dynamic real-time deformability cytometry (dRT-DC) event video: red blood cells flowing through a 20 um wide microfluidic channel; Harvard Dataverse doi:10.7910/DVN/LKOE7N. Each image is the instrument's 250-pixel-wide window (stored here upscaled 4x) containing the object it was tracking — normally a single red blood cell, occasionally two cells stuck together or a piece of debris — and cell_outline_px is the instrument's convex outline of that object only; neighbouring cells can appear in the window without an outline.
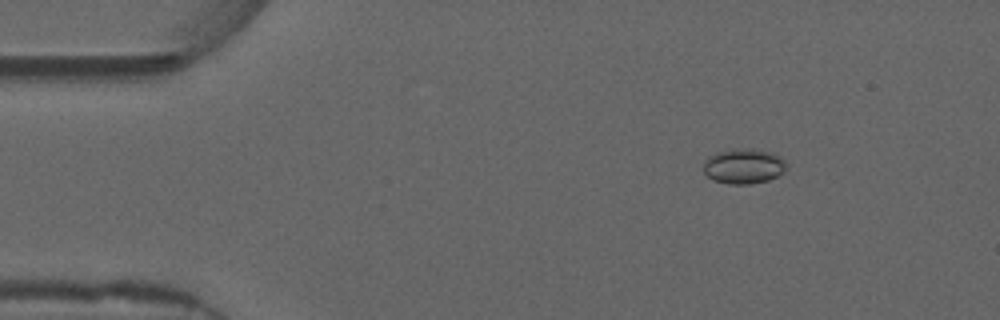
{"species": "common noctule bat (a hibernating species)", "species_latin": "Nyctalus noctula", "temperature_condition": "warm", "stored_images_in_passage": 48, "camera_frame_rate_fps": 3000, "um_per_image_px": 0.085, "animal": {"sex": "male", "forearm_length_mm": 52.5}, "frame": {"image": 1, "passage_image": 1, "time_ms": 0.0, "image_size_px": [1000, 320], "cell_outline_px": [[788, 164], [784, 172], [768, 180], [752, 184], [728, 184], [712, 180], [704, 172], [704, 160], [708, 156], [716, 152], [732, 148], [752, 148], [772, 152], [780, 156]], "centroid_in_image_um": [63.21, 14.11], "position_along_channel_um": 21.8, "area_um2": 17.34}}
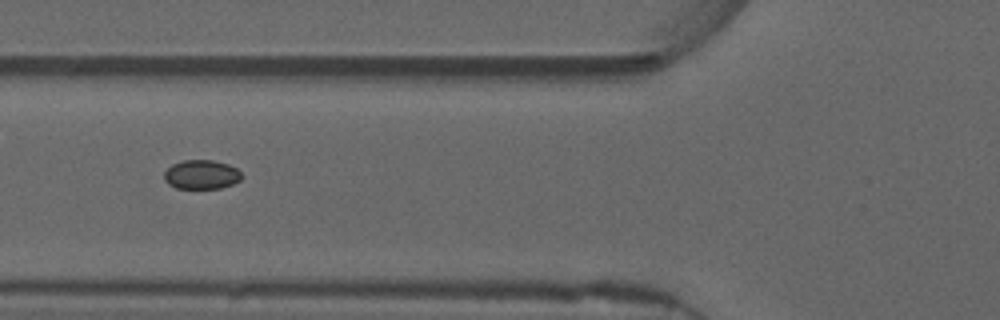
{"frame": {"image": 2, "passage_image": 14, "time_ms": 4.333, "image_size_px": [1000, 320], "cell_outline_px": [[244, 176], [240, 180], [232, 184], [220, 188], [176, 188], [168, 184], [164, 180], [164, 172], [172, 164], [184, 160], [212, 160], [228, 164], [236, 168]], "centroid_in_image_um": [17.12, 14.83], "position_along_channel_um": 108.7, "area_um2": 13.18}}
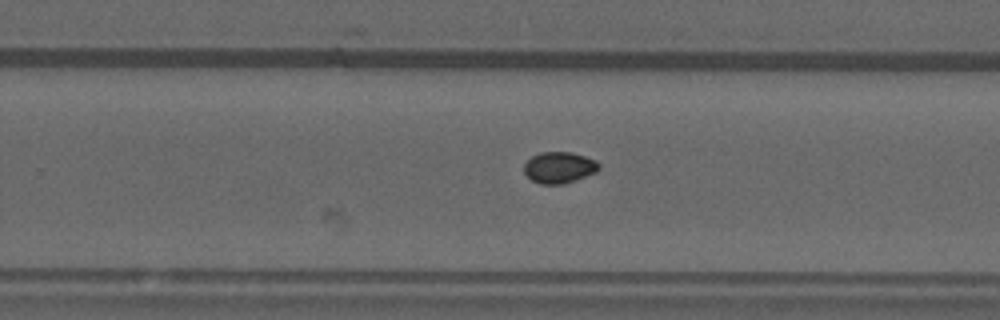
{"frame": {"image": 3, "passage_image": 28, "time_ms": 9.0, "image_size_px": [1000, 320], "cell_outline_px": [[600, 168], [596, 172], [576, 180], [564, 184], [540, 184], [532, 180], [524, 172], [524, 164], [532, 156], [540, 152], [572, 152], [596, 160], [600, 164]], "centroid_in_image_um": [47.55, 14.24], "position_along_channel_um": 282.3, "area_um2": 13.7}, "authors_computed_cell_mechanics": {"area_um2": 13.4674, "velocity_mm_per_s": 3.7313, "shape_relaxation_time_tau1_ms": null, "shape_relaxation_time_tau2_ms": 1.9901, "deformation_change_tau1": null, "deformation_change_tau2": 0.0307}}